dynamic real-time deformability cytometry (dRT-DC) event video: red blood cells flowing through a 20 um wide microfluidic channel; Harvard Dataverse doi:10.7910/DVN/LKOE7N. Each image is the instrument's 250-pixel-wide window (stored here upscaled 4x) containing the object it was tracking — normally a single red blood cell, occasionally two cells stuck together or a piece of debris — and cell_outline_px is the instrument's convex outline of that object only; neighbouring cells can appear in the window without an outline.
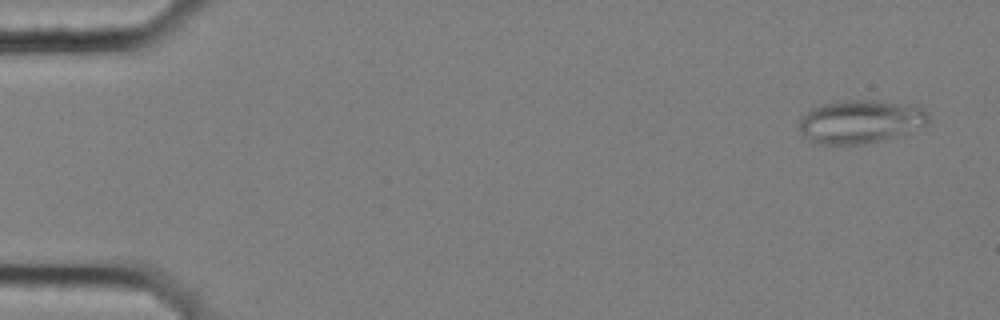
{"species": "common noctule bat (a hibernating species)", "species_latin": "Nyctalus noctula", "temperature_condition": "cold", "stored_images_in_passage": 5, "camera_frame_rate_fps": 3000, "um_per_image_px": 0.085, "animal": {"sex": "female", "body_mass_g": 25.1}, "frame": {"image": 1, "passage_image": 1, "time_ms": 0.0, "image_size_px": [1000, 320], "cell_outline_px": [[928, 124], [908, 132], [896, 136], [864, 144], [824, 144], [812, 140], [800, 128], [800, 116], [812, 108], [820, 104], [844, 100], [876, 100], [908, 104], [924, 108], [928, 112]], "centroid_in_image_um": [73.18, 10.31], "position_along_channel_um": 11.8, "area_um2": 32.37}}